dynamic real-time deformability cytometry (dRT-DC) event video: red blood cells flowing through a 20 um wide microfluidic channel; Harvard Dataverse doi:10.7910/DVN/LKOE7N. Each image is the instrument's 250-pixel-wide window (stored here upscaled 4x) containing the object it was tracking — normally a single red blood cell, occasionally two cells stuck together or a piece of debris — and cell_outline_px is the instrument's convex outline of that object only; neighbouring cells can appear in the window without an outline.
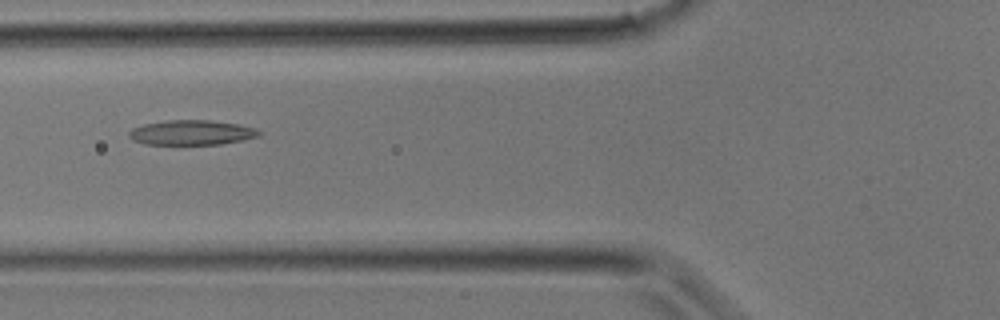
{"species": "common noctule bat (a hibernating species)", "species_latin": "Nyctalus noctula", "temperature_condition": "room temperature", "stored_images_in_passage": 13, "camera_frame_rate_fps": 3000, "um_per_image_px": 0.085, "animal": {"sex": "male", "body_mass_g": 17.9}, "frame": {"image": 1, "passage_image": 4, "time_ms": 1.0, "image_size_px": [1000, 320], "cell_outline_px": [[260, 136], [244, 140], [220, 144], [144, 144], [132, 140], [128, 136], [128, 132], [132, 128], [144, 124], [168, 120], [208, 120], [236, 124], [256, 128], [260, 132]], "centroid_in_image_um": [16.27, 11.27], "position_along_channel_um": 109.5, "area_um2": 18.79}}
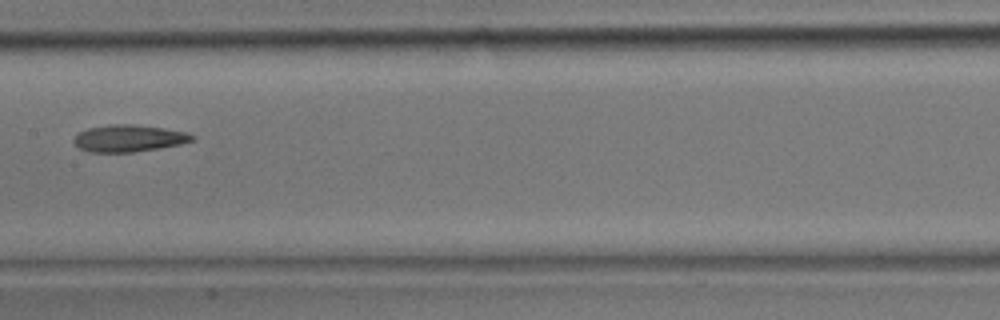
{"frame": {"image": 2, "passage_image": 8, "time_ms": 2.333, "image_size_px": [1000, 320], "cell_outline_px": [[196, 140], [180, 144], [160, 148], [132, 152], [88, 152], [80, 148], [72, 140], [80, 132], [88, 128], [108, 124], [132, 124], [164, 128], [184, 132], [196, 136]], "centroid_in_image_um": [10.96, 11.75], "position_along_channel_um": 196.4, "area_um2": 18.55}}
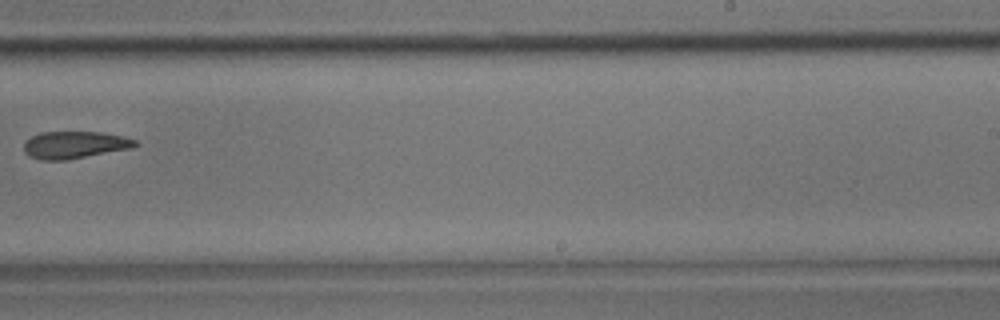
{"frame": {"image": 3, "passage_image": 12, "time_ms": 3.667, "image_size_px": [1000, 320], "cell_outline_px": [[140, 144], [132, 148], [68, 160], [40, 160], [28, 156], [24, 152], [24, 140], [40, 132], [100, 132], [120, 136], [136, 140]], "centroid_in_image_um": [6.31, 12.32], "position_along_channel_um": 282.7, "area_um2": 17.8}}